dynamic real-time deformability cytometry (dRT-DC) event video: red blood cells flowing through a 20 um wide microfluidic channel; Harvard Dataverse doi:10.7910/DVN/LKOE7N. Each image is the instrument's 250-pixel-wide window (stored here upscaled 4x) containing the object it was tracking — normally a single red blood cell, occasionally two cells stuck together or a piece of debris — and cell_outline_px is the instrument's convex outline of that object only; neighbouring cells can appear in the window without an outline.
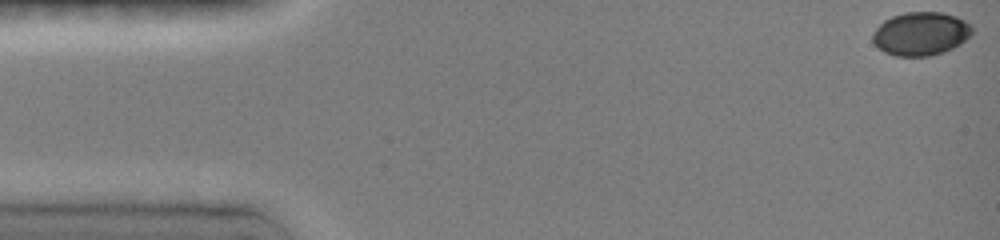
{"species": "common noctule bat (a hibernating species)", "species_latin": "Nyctalus noctula", "temperature_condition": "room temperature", "stored_images_in_passage": 9, "camera_frame_rate_fps": 3000, "um_per_image_px": 0.085, "animal": {"sex": "female", "body_mass_g": 19.0, "forearm_length_mm": 51.5}, "frame": {"image": 1, "passage_image": 1, "time_ms": 0.0, "image_size_px": [1000, 240], "cell_outline_px": [[972, 32], [960, 44], [944, 52], [928, 56], [896, 56], [884, 52], [872, 40], [872, 32], [884, 20], [892, 16], [908, 12], [940, 12], [956, 16], [972, 24]], "centroid_in_image_um": [78.26, 2.86], "position_along_channel_um": 6.7, "area_um2": 25.09}}
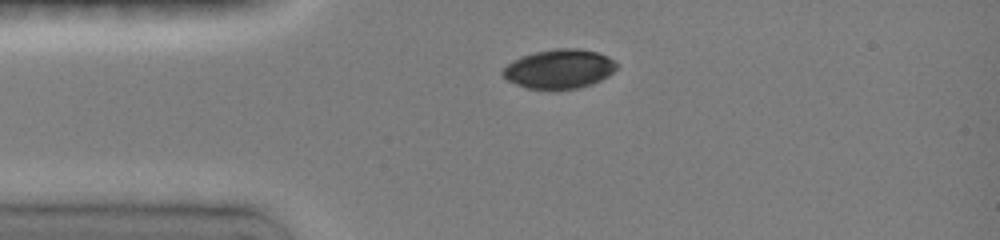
{"frame": {"image": 2, "passage_image": 7, "time_ms": 3.333, "image_size_px": [1000, 240], "cell_outline_px": [[616, 68], [608, 76], [592, 84], [580, 88], [528, 88], [516, 84], [508, 80], [500, 72], [508, 64], [524, 56], [536, 52], [556, 48], [576, 48], [596, 52], [612, 60], [616, 64]], "centroid_in_image_um": [47.53, 5.86], "position_along_channel_um": 37.5, "area_um2": 25.32}}